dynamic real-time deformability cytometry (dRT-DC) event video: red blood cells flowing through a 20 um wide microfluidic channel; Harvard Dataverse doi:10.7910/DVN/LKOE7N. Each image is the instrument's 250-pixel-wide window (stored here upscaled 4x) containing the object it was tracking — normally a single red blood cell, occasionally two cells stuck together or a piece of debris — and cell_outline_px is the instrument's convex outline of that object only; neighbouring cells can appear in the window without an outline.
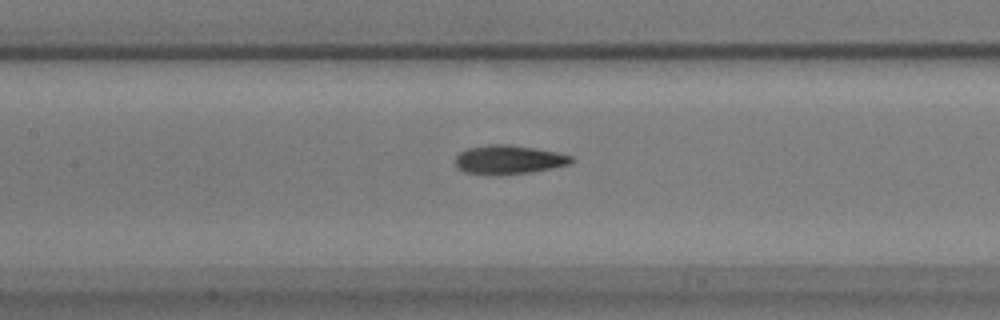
{"species": "common noctule bat (a hibernating species)", "species_latin": "Nyctalus noctula", "temperature_condition": "warm", "stored_images_in_passage": 37, "camera_frame_rate_fps": 3000, "um_per_image_px": 0.085, "animal": {"sex": "male", "body_mass_g": 17.9}, "frame": {"image": 1, "passage_image": 8, "time_ms": 2.333, "image_size_px": [1000, 320], "cell_outline_px": [[576, 160], [572, 164], [532, 172], [500, 176], [496, 176], [464, 172], [456, 168], [456, 156], [460, 152], [468, 148], [488, 144], [508, 144], [556, 152], [572, 156]], "centroid_in_image_um": [43.24, 13.59], "position_along_channel_um": 164.2, "area_um2": 19.88}}
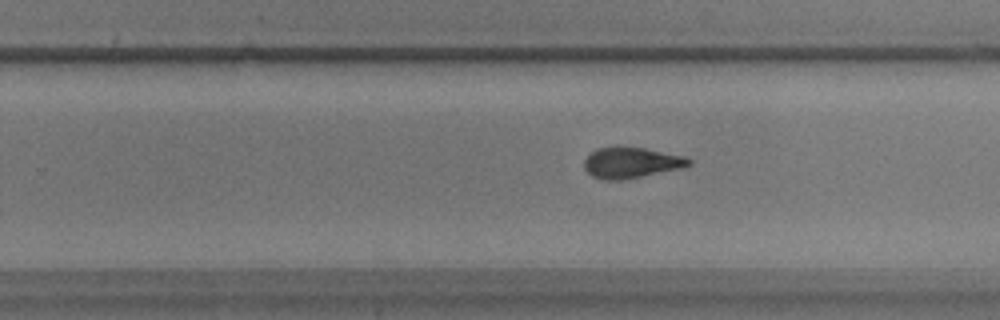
{"frame": {"image": 2, "passage_image": 17, "time_ms": 5.333, "image_size_px": [1000, 320], "cell_outline_px": [[692, 164], [680, 168], [620, 180], [604, 180], [592, 176], [584, 168], [584, 160], [596, 148], [644, 148], [684, 156], [692, 160]], "centroid_in_image_um": [53.64, 13.84], "position_along_channel_um": 276.2, "area_um2": 18.26}}
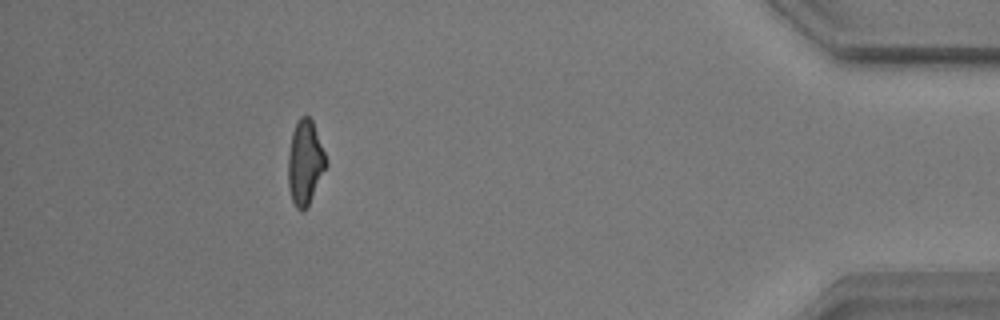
{"frame": {"image": 3, "passage_image": 32, "time_ms": 10.333, "image_size_px": [1000, 320], "cell_outline_px": [[328, 164], [308, 208], [304, 212], [300, 212], [296, 208], [292, 200], [288, 188], [288, 152], [292, 132], [300, 116], [308, 116], [312, 120], [328, 160]], "centroid_in_image_um": [25.94, 13.87], "position_along_channel_um": 409.3, "area_um2": 19.07}}